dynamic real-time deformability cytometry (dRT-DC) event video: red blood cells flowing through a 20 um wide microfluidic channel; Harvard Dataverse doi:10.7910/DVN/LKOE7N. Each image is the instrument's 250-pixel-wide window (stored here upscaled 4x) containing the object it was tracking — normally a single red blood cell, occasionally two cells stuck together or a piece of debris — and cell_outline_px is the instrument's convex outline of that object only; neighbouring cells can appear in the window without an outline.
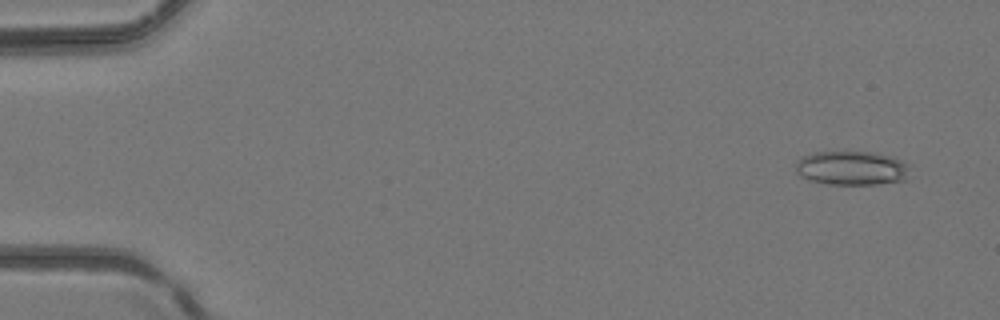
{"species": "common noctule bat (a hibernating species)", "species_latin": "Nyctalus noctula", "temperature_condition": "room temperature", "stored_images_in_passage": 4, "camera_frame_rate_fps": 3000, "um_per_image_px": 0.085, "animal": {"sex": "female", "body_mass_g": 24.6, "forearm_length_mm": 56.2}, "frame": {"image": 1, "passage_image": 1, "time_ms": 0.0, "image_size_px": [1000, 320], "cell_outline_px": [[908, 180], [876, 184], [828, 184], [808, 180], [800, 176], [796, 172], [796, 160], [800, 156], [812, 152], [872, 152], [892, 156], [904, 160], [908, 164]], "centroid_in_image_um": [72.38, 14.28], "position_along_channel_um": 12.6, "area_um2": 23.06}}